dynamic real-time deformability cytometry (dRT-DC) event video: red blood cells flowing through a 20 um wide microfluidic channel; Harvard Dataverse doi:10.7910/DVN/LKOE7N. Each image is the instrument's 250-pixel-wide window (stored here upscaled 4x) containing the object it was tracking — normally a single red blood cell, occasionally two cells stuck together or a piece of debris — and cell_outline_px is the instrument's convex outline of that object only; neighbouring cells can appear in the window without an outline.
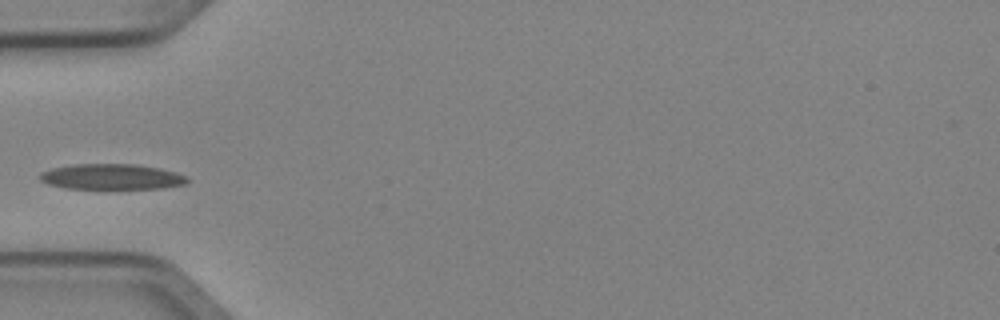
{"species": "Egyptian fruit bat (a non-hibernating species)", "species_latin": "Rousettus aegyptiacus", "temperature_condition": "cold", "stored_images_in_passage": 6, "camera_frame_rate_fps": 3000, "um_per_image_px": 0.085, "animal": {"sex": "female"}, "frame": {"image": 1, "passage_image": 5, "time_ms": 1.333, "image_size_px": [1000, 320], "cell_outline_px": [[188, 180], [184, 184], [160, 188], [64, 188], [48, 184], [40, 180], [36, 176], [40, 172], [52, 168], [72, 164], [132, 164], [160, 168], [176, 172], [188, 176]], "centroid_in_image_um": [9.44, 15.01], "position_along_channel_um": 75.6, "area_um2": 21.91}}
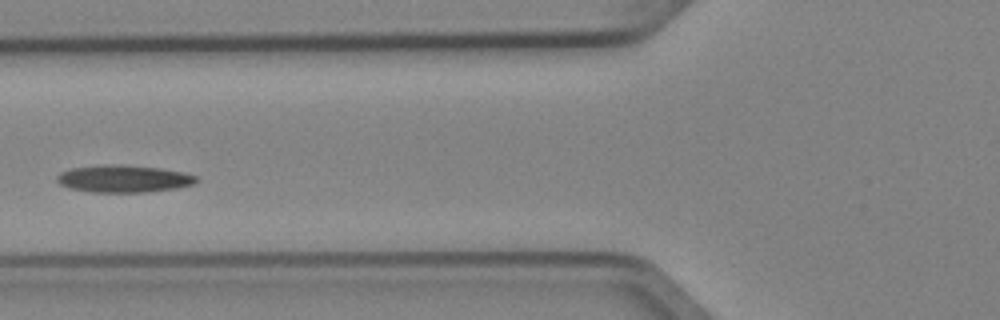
{"frame": {"image": 2, "passage_image": 6, "time_ms": 1.667, "image_size_px": [1000, 320], "cell_outline_px": [[200, 180], [192, 184], [176, 188], [148, 192], [92, 192], [72, 188], [60, 184], [56, 180], [56, 176], [60, 172], [72, 168], [104, 164], [112, 164], [160, 168], [184, 172], [200, 176]], "centroid_in_image_um": [10.55, 15.19], "position_along_channel_um": 115.3, "area_um2": 22.2}}